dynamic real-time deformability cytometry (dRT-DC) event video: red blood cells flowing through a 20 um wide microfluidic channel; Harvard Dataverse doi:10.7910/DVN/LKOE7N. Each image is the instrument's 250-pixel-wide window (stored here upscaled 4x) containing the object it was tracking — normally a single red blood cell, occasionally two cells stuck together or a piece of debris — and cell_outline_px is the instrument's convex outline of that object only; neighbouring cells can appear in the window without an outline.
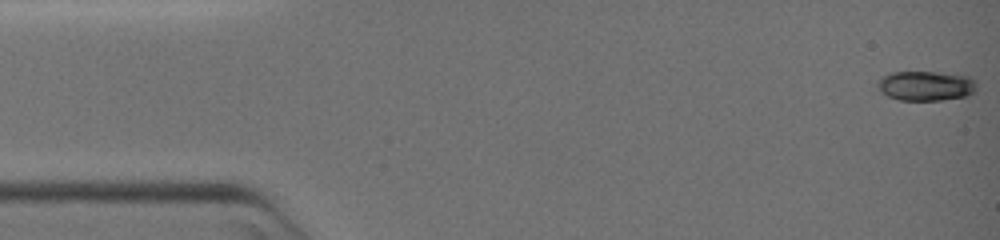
{"species": "common noctule bat (a hibernating species)", "species_latin": "Nyctalus noctula", "temperature_condition": "warm", "stored_images_in_passage": 76, "camera_frame_rate_fps": 3000, "um_per_image_px": 0.085, "animal": {"sex": "female", "body_mass_g": 19.0, "forearm_length_mm": 51.5}, "frame": {"image": 1, "passage_image": 1, "time_ms": 0.0, "image_size_px": [1000, 240], "cell_outline_px": [[976, 92], [968, 96], [940, 100], [900, 100], [888, 96], [876, 84], [876, 80], [880, 76], [888, 72], [936, 72], [972, 76], [976, 80]], "centroid_in_image_um": [78.73, 7.28], "position_along_channel_um": 6.3, "area_um2": 17.46}}
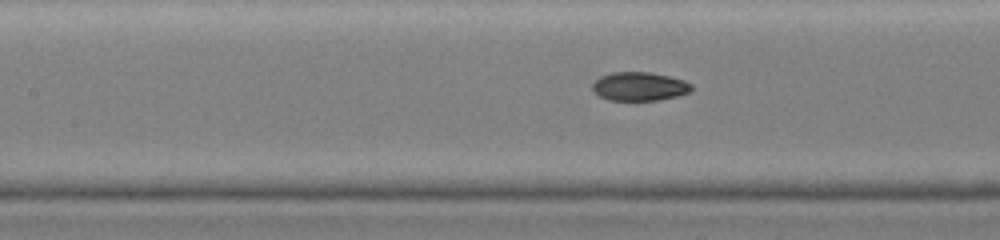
{"frame": {"image": 2, "passage_image": 33, "time_ms": 10.667, "image_size_px": [1000, 240], "cell_outline_px": [[692, 88], [688, 92], [676, 96], [660, 100], [608, 100], [600, 96], [592, 88], [592, 84], [600, 76], [612, 72], [648, 72], [668, 76], [684, 80], [692, 84]], "centroid_in_image_um": [54.34, 7.34], "position_along_channel_um": 153.1, "area_um2": 16.42}}
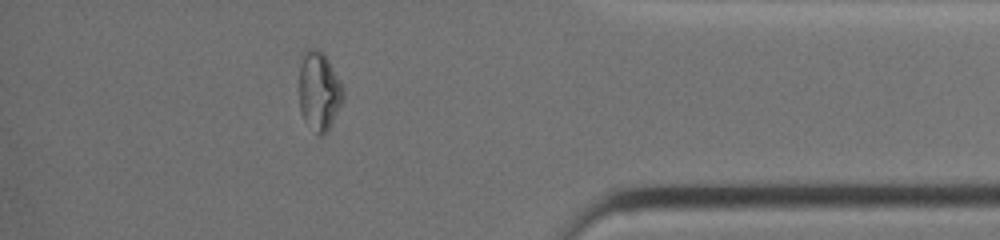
{"frame": {"image": 3, "passage_image": 65, "time_ms": 21.333, "image_size_px": [1000, 240], "cell_outline_px": [[344, 96], [328, 132], [324, 136], [320, 136], [304, 120], [300, 112], [300, 52], [304, 48], [316, 48], [328, 60], [344, 88]], "centroid_in_image_um": [27.1, 7.72], "position_along_channel_um": 408.1, "area_um2": 20.29}}